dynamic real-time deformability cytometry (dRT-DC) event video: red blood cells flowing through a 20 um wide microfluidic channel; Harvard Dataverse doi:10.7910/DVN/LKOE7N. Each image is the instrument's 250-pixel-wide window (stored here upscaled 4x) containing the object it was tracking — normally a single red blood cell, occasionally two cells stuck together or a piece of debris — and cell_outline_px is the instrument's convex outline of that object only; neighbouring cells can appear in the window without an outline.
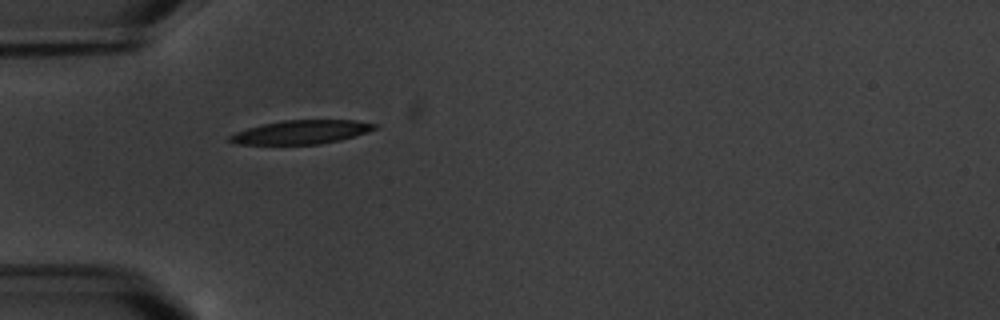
{"species": "common noctule bat (a hibernating species)", "species_latin": "Nyctalus noctula", "temperature_condition": "warm", "stored_images_in_passage": 4, "camera_frame_rate_fps": 3000, "um_per_image_px": 0.085, "animal": {"sex": "male", "body_mass_g": 20.1, "forearm_length_mm": 53.5}, "frame": {"image": 1, "passage_image": 4, "time_ms": 3.667, "image_size_px": [1000, 320], "cell_outline_px": [[380, 124], [376, 128], [368, 132], [340, 140], [320, 144], [236, 144], [228, 140], [228, 136], [236, 132], [260, 124], [284, 120], [356, 120]], "centroid_in_image_um": [25.63, 11.22], "position_along_channel_um": 59.4, "area_um2": 20.11}}